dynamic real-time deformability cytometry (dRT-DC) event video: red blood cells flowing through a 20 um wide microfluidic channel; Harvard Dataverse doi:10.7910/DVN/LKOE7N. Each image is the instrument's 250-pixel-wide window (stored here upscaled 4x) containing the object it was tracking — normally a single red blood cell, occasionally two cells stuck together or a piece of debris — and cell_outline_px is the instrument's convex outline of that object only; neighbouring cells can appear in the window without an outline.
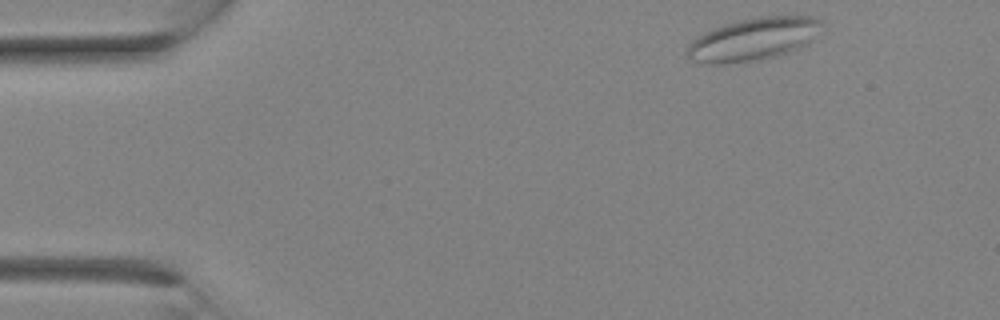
{"species": "Egyptian fruit bat (a non-hibernating species)", "species_latin": "Rousettus aegyptiacus", "temperature_condition": "room temperature", "stored_images_in_passage": 8, "camera_frame_rate_fps": 3000, "um_per_image_px": 0.085, "animal": {"sex": "female"}, "frame": {"image": 1, "passage_image": 1, "time_ms": 0.0, "image_size_px": [1000, 320], "cell_outline_px": [[824, 20], [812, 40], [808, 44], [776, 56], [720, 64], [712, 64], [692, 60], [688, 56], [688, 44], [692, 40], [724, 24], [740, 20], [760, 16], [812, 16]], "centroid_in_image_um": [64.08, 3.31], "position_along_channel_um": 20.9, "area_um2": 32.66}}